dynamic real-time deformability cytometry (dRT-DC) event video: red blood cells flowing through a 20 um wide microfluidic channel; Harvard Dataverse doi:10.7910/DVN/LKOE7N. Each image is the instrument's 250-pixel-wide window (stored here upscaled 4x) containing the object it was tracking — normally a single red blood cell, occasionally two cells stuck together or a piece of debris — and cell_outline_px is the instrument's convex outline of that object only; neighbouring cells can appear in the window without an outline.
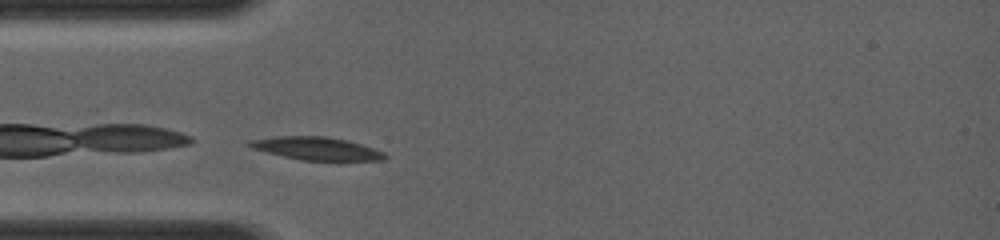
{"species": "common noctule bat (a hibernating species)", "species_latin": "Nyctalus noctula", "temperature_condition": "room temperature", "stored_images_in_passage": 32, "camera_frame_rate_fps": 4000, "um_per_image_px": 0.085, "animal": {"sex": "female", "body_mass_g": 19.0, "forearm_length_mm": 56.7}, "frame": {"image": 1, "passage_image": 1, "time_ms": 0.0, "image_size_px": [1000, 240], "cell_outline_px": [[388, 156], [384, 160], [344, 164], [300, 160], [252, 148], [244, 144], [248, 140], [276, 136], [324, 136], [348, 140], [384, 152]], "centroid_in_image_um": [27.02, 12.68], "position_along_channel_um": 58.0, "area_um2": 19.19}}
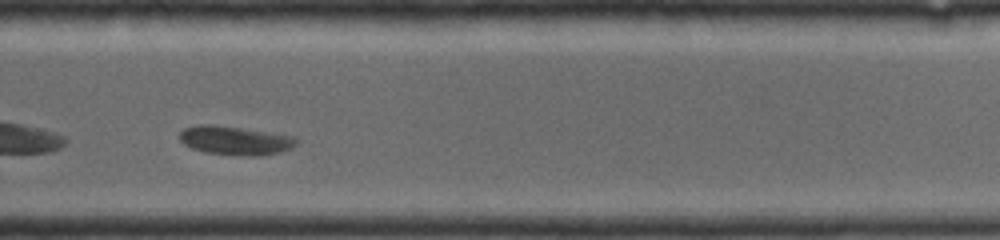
{"frame": {"image": 2, "passage_image": 23, "time_ms": 5.5, "image_size_px": [1000, 240], "cell_outline_px": [[300, 140], [292, 148], [280, 152], [260, 156], [236, 156], [204, 152], [192, 148], [184, 144], [180, 140], [180, 132], [184, 128], [200, 124], [216, 124], [296, 136]], "centroid_in_image_um": [20.02, 11.94], "position_along_channel_um": 309.8, "area_um2": 20.0}}